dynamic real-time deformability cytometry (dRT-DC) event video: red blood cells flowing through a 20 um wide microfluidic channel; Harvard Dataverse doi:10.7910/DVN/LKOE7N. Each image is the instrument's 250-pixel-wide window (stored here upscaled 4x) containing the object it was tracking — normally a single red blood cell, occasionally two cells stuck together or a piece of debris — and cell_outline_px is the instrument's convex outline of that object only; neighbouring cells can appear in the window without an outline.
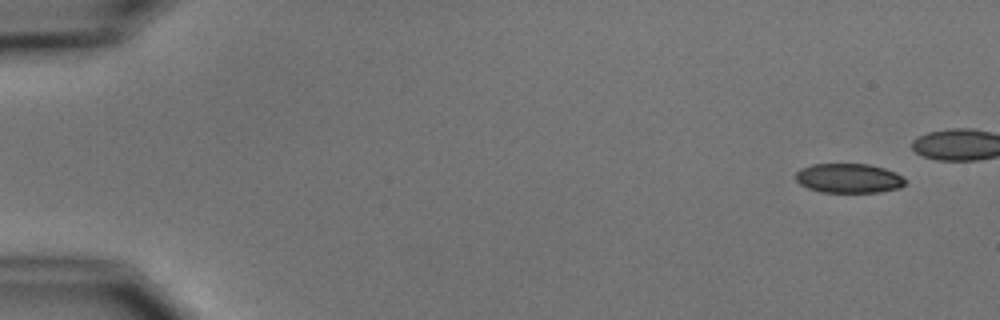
{"species": "common noctule bat (a hibernating species)", "species_latin": "Nyctalus noctula", "temperature_condition": "cold", "stored_images_in_passage": 11, "camera_frame_rate_fps": 3000, "um_per_image_px": 0.085, "animal": {"sex": "male", "body_mass_g": 15.6}, "frame": {"image": 1, "passage_image": 1, "time_ms": 0.0, "image_size_px": [1000, 320], "cell_outline_px": [[904, 184], [900, 188], [880, 192], [820, 192], [808, 188], [800, 184], [796, 180], [796, 172], [800, 168], [812, 164], [868, 164], [884, 168], [896, 172], [904, 180]], "centroid_in_image_um": [72.12, 15.15], "position_along_channel_um": 12.9, "area_um2": 18.79}}
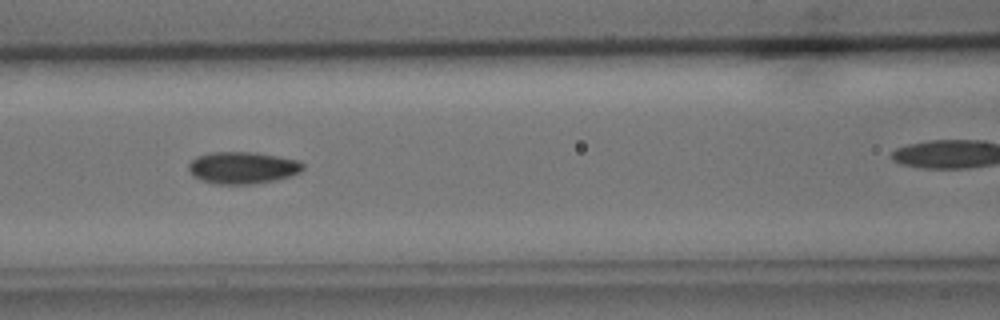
{"frame": {"image": 2, "passage_image": 7, "time_ms": 7.0, "image_size_px": [1000, 320], "cell_outline_px": [[304, 168], [300, 172], [288, 176], [272, 180], [248, 184], [216, 184], [200, 180], [192, 176], [188, 168], [188, 164], [196, 156], [212, 152], [256, 152], [296, 160], [304, 164]], "centroid_in_image_um": [20.56, 14.25], "position_along_channel_um": 146.0, "area_um2": 21.15}}
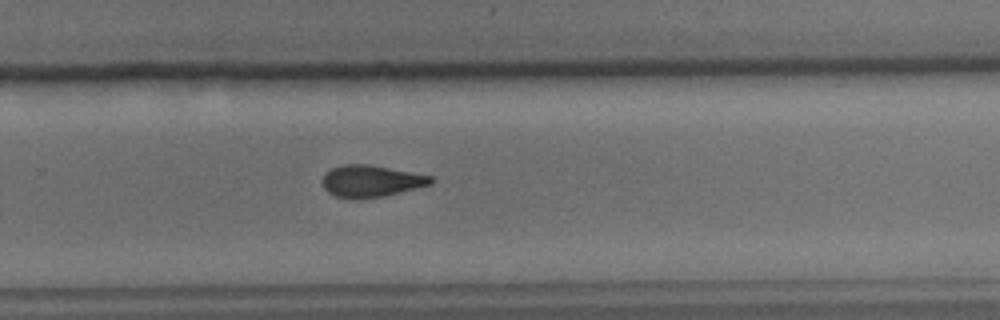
{"frame": {"image": 3, "passage_image": 11, "time_ms": 12.667, "image_size_px": [1000, 320], "cell_outline_px": [[436, 180], [432, 184], [384, 196], [336, 196], [328, 192], [324, 188], [324, 176], [332, 168], [344, 164], [368, 164], [412, 172], [432, 176]], "centroid_in_image_um": [31.62, 15.35], "position_along_channel_um": 298.2, "area_um2": 19.36}}